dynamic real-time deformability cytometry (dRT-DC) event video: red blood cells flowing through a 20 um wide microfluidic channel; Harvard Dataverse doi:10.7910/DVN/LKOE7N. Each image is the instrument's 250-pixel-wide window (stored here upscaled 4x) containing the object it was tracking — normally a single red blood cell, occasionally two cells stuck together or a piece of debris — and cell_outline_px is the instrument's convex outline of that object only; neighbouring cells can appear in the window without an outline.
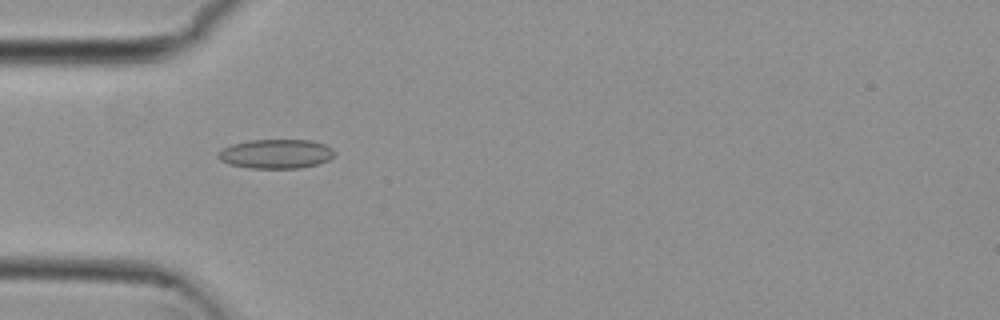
{"species": "common noctule bat (a hibernating species)", "species_latin": "Nyctalus noctula", "temperature_condition": "cold", "stored_images_in_passage": 35, "camera_frame_rate_fps": 3000, "um_per_image_px": 0.085, "animal": {"sex": "female", "body_mass_g": 29.2, "forearm_length_mm": 56.3}, "frame": {"image": 1, "passage_image": 4, "time_ms": 1.0, "image_size_px": [1000, 320], "cell_outline_px": [[336, 156], [320, 164], [300, 168], [248, 168], [228, 164], [220, 160], [216, 156], [224, 148], [232, 144], [248, 140], [312, 140], [324, 144], [332, 148], [336, 152]], "centroid_in_image_um": [23.5, 13.08], "position_along_channel_um": 61.5, "area_um2": 20.06}}
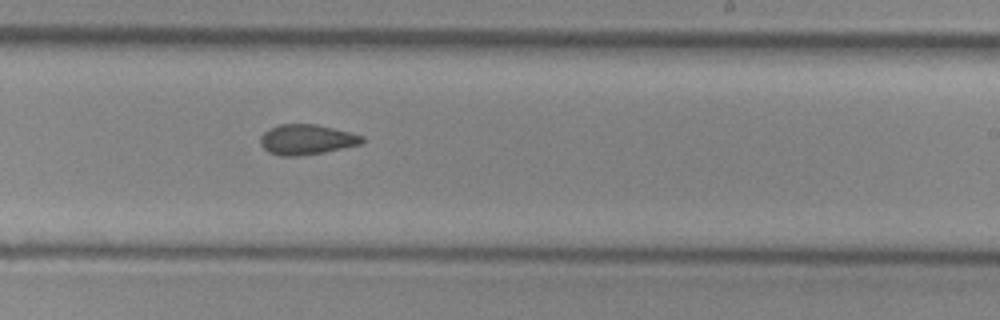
{"frame": {"image": 2, "passage_image": 20, "time_ms": 6.333, "image_size_px": [1000, 320], "cell_outline_px": [[364, 144], [324, 152], [300, 156], [280, 156], [268, 152], [260, 144], [260, 136], [268, 128], [280, 124], [316, 124], [364, 136]], "centroid_in_image_um": [26.05, 11.87], "position_along_channel_um": 262.9, "area_um2": 18.03}}
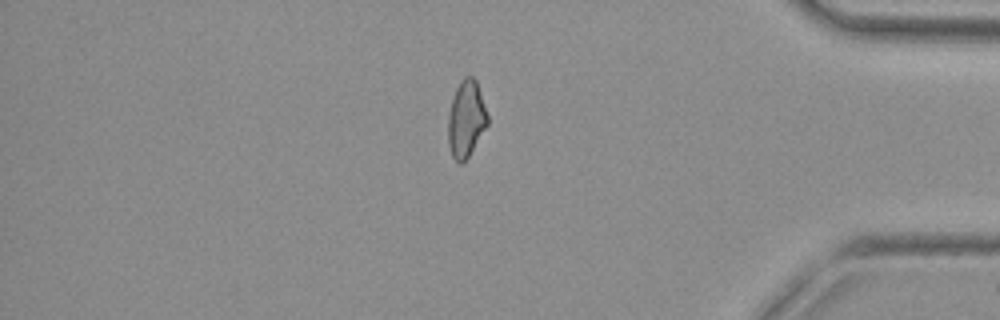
{"frame": {"image": 3, "passage_image": 33, "time_ms": 10.667, "image_size_px": [1000, 320], "cell_outline_px": [[488, 124], [468, 156], [460, 164], [452, 156], [448, 144], [448, 116], [452, 100], [456, 88], [460, 80], [464, 76], [472, 76], [476, 80], [488, 116]], "centroid_in_image_um": [39.61, 10.09], "position_along_channel_um": 395.6, "area_um2": 17.4}, "authors_computed_cell_mechanics": {"area_um2": 18.0336, "velocity_mm_per_s": 3.8099, "shape_relaxation_time_tau1_ms": null, "shape_relaxation_time_tau2_ms": 4.2624, "deformation_change_tau1": null, "deformation_change_tau2": 0.1088}}